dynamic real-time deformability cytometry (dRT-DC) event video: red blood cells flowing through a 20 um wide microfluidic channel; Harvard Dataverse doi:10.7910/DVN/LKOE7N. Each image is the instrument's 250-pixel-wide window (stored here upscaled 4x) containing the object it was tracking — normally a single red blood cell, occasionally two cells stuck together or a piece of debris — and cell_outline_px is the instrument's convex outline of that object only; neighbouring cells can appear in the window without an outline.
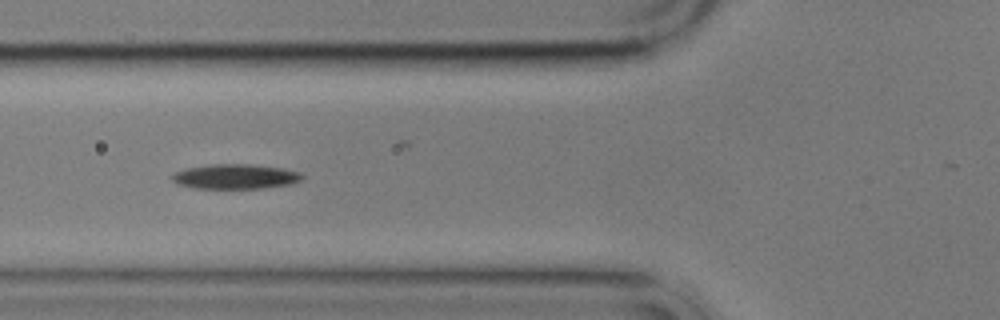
{"species": "common noctule bat (a hibernating species)", "species_latin": "Nyctalus noctula", "temperature_condition": "cold", "stored_images_in_passage": 5, "camera_frame_rate_fps": 3000, "um_per_image_px": 0.085, "animal": {"sex": "male", "body_mass_g": 17.9}, "frame": {"image": 1, "passage_image": 4, "time_ms": 3.667, "image_size_px": [1000, 320], "cell_outline_px": [[304, 176], [300, 180], [292, 184], [264, 188], [192, 188], [176, 184], [168, 176], [184, 168], [208, 164], [248, 164], [280, 168], [300, 172]], "centroid_in_image_um": [19.94, 15.0], "position_along_channel_um": 105.9, "area_um2": 18.96}}
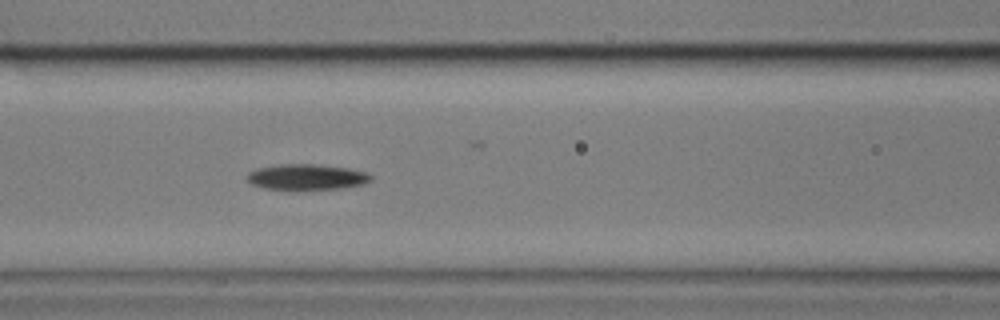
{"frame": {"image": 2, "passage_image": 5, "time_ms": 4.667, "image_size_px": [1000, 320], "cell_outline_px": [[372, 180], [364, 184], [340, 188], [264, 188], [252, 184], [248, 180], [248, 172], [256, 168], [280, 164], [316, 164], [348, 168], [364, 172], [372, 176]], "centroid_in_image_um": [26.07, 15.02], "position_along_channel_um": 140.5, "area_um2": 18.03}}